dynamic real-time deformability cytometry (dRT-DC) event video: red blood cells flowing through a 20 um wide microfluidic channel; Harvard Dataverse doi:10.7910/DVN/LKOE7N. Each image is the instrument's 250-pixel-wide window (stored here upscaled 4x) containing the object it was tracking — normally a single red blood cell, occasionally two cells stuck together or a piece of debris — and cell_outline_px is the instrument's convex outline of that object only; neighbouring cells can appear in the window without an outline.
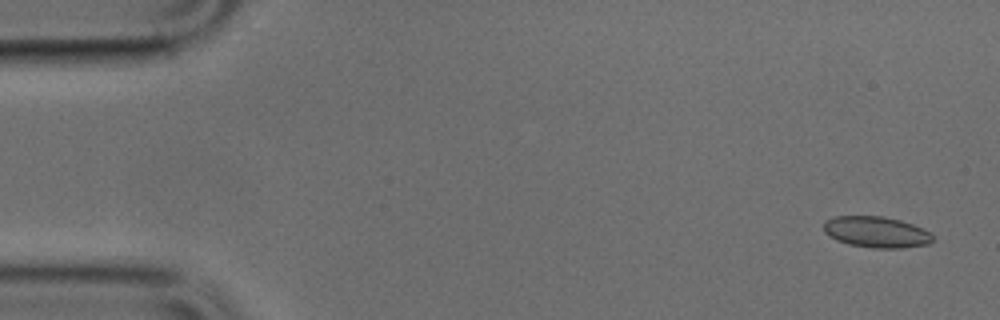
{"species": "common noctule bat (a hibernating species)", "species_latin": "Nyctalus noctula", "temperature_condition": "cold", "stored_images_in_passage": 11, "camera_frame_rate_fps": 3000, "um_per_image_px": 0.085, "animal": {"sex": "male", "body_mass_g": 17.9, "forearm_length_mm": 54.2}, "frame": {"image": 1, "passage_image": 2, "time_ms": 0.333, "image_size_px": [1000, 320], "cell_outline_px": [[932, 240], [928, 244], [904, 248], [872, 248], [848, 244], [836, 240], [828, 236], [824, 232], [824, 220], [836, 216], [884, 216], [900, 220], [912, 224], [932, 232]], "centroid_in_image_um": [74.47, 19.72], "position_along_channel_um": 10.5, "area_um2": 19.94}}